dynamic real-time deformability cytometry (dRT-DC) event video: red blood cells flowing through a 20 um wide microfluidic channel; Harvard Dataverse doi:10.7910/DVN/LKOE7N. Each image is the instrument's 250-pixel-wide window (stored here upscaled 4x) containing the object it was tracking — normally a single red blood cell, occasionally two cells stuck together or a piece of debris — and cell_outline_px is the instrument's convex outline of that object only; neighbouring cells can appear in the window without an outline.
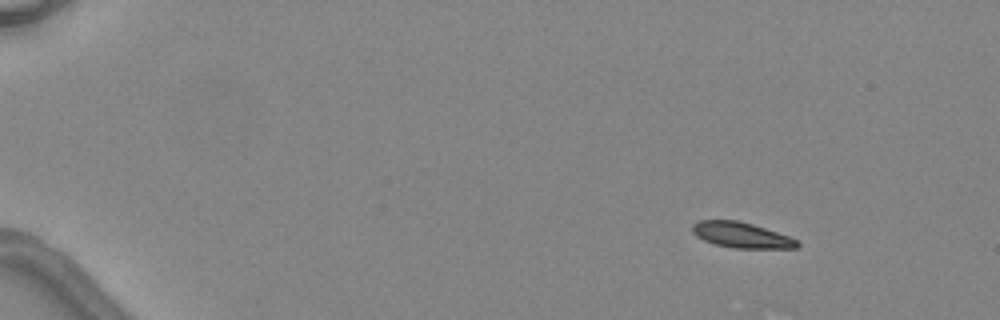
{"species": "common noctule bat (a hibernating species)", "species_latin": "Nyctalus noctula", "temperature_condition": "warm", "stored_images_in_passage": 4, "segment_of_instrument_passage": [1, 2], "camera_frame_rate_fps": 3000, "um_per_image_px": 0.085, "animal": {"sex": "female", "body_mass_g": 24.6, "forearm_length_mm": 56.2}, "frame": {"image": 1, "passage_image": 1, "time_ms": 0.0, "image_size_px": [1000, 320], "cell_outline_px": [[800, 244], [796, 248], [732, 248], [716, 244], [704, 240], [696, 236], [692, 232], [692, 224], [700, 220], [740, 220], [800, 240]], "centroid_in_image_um": [63.02, 19.98], "position_along_channel_um": 22.0, "area_um2": 15.61}}